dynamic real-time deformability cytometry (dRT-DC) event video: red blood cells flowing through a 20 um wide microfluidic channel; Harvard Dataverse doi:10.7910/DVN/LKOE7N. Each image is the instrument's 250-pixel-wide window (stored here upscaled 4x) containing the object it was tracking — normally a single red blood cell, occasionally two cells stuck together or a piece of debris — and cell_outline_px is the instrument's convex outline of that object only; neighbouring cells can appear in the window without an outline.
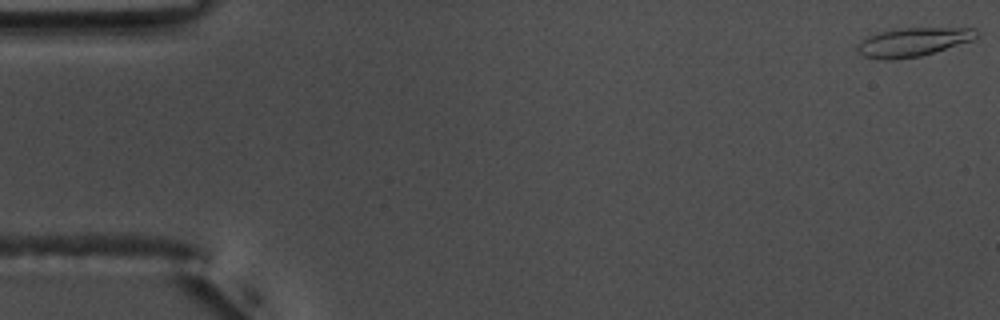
{"species": "common noctule bat (a hibernating species)", "species_latin": "Nyctalus noctula", "temperature_condition": "warm", "stored_images_in_passage": 34, "camera_frame_rate_fps": 3000, "um_per_image_px": 0.085, "animal": {"sex": "male", "body_mass_g": 17.5, "forearm_length_mm": 52.3}, "frame": {"image": 1, "passage_image": 1, "time_ms": 0.0, "image_size_px": [1000, 320], "cell_outline_px": [[980, 32], [972, 40], [920, 56], [892, 60], [888, 60], [864, 56], [856, 48], [856, 44], [868, 36], [880, 32], [896, 28], [976, 28]], "centroid_in_image_um": [77.6, 3.56], "position_along_channel_um": 7.4, "area_um2": 19.71}}
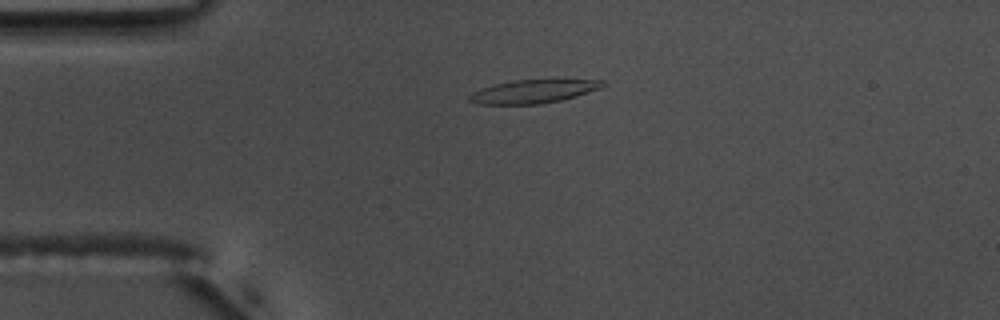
{"frame": {"image": 2, "passage_image": 13, "time_ms": 4.0, "image_size_px": [1000, 320], "cell_outline_px": [[604, 88], [576, 96], [560, 100], [540, 104], [476, 104], [468, 100], [468, 96], [472, 92], [492, 84], [512, 80], [604, 80]], "centroid_in_image_um": [45.31, 7.77], "position_along_channel_um": 39.7, "area_um2": 18.21}}
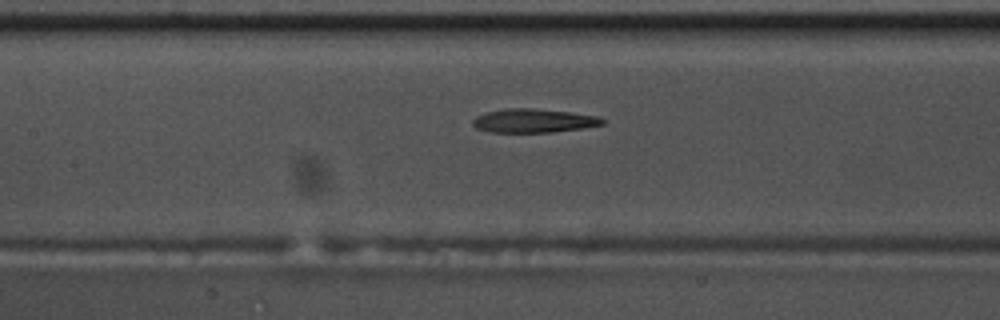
{"frame": {"image": 3, "passage_image": 25, "time_ms": 8.0, "image_size_px": [1000, 320], "cell_outline_px": [[604, 124], [584, 128], [552, 132], [488, 132], [476, 128], [472, 124], [472, 120], [476, 116], [484, 112], [504, 108], [532, 108], [568, 112], [600, 116], [604, 120]], "centroid_in_image_um": [45.32, 10.26], "position_along_channel_um": 162.1, "area_um2": 18.09}}